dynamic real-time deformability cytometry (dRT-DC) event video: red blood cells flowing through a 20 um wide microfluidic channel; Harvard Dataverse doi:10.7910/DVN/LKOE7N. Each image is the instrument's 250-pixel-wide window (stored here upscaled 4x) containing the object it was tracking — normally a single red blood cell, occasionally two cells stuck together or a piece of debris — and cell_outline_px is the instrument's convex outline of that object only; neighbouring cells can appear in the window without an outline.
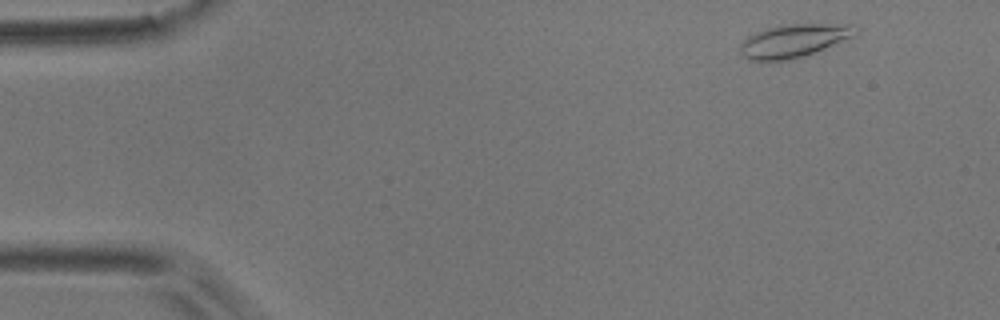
{"species": "common noctule bat (a hibernating species)", "species_latin": "Nyctalus noctula", "temperature_condition": "room temperature", "stored_images_in_passage": 16, "camera_frame_rate_fps": 3000, "um_per_image_px": 0.085, "animal": {"sex": "male", "body_mass_g": 17.9}, "frame": {"image": 1, "passage_image": 3, "time_ms": 0.667, "image_size_px": [1000, 320], "cell_outline_px": [[860, 32], [852, 36], [824, 48], [804, 56], [788, 60], [748, 60], [740, 52], [740, 44], [748, 36], [756, 32], [780, 24], [860, 24]], "centroid_in_image_um": [67.51, 3.44], "position_along_channel_um": 17.5, "area_um2": 22.25}}